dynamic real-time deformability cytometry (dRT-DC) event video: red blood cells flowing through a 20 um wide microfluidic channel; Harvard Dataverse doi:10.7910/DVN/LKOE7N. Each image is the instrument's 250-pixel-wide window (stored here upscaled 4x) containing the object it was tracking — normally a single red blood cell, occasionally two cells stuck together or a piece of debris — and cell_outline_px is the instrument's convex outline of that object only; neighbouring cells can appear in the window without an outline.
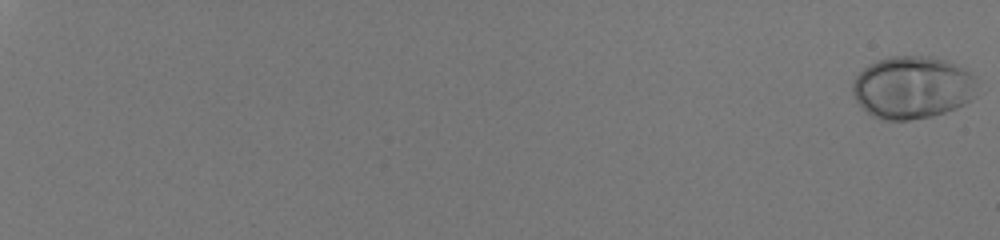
{"species": "human", "species_latin": "Homo sapiens", "temperature_condition": "room temperature", "stored_images_in_passage": 58, "camera_frame_rate_fps": 3000, "um_per_image_px": 0.085, "donor": {"sex": "male"}, "frame": {"image": 1, "passage_image": 1, "time_ms": 0.0, "image_size_px": [1000, 240], "cell_outline_px": [[976, 96], [964, 104], [956, 108], [932, 116], [908, 120], [884, 120], [872, 116], [856, 100], [852, 92], [852, 80], [868, 64], [876, 60], [892, 56], [932, 56], [944, 60], [964, 68], [976, 76]], "centroid_in_image_um": [77.56, 7.42], "position_along_channel_um": 7.4, "area_um2": 45.66}}
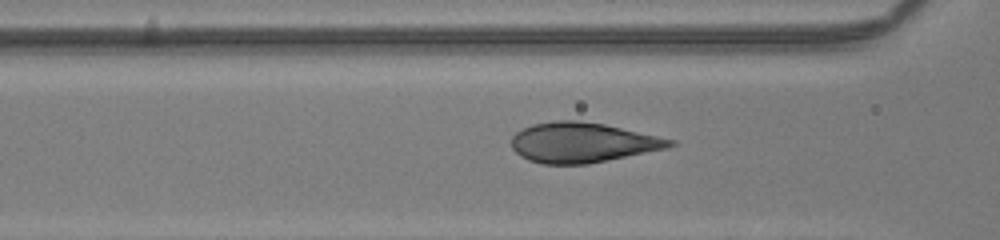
{"frame": {"image": 2, "passage_image": 31, "time_ms": 10.0, "image_size_px": [1000, 240], "cell_outline_px": [[676, 144], [668, 148], [588, 164], [544, 164], [528, 160], [520, 156], [512, 148], [512, 136], [516, 132], [532, 124], [556, 120], [576, 120], [604, 124], [676, 140]], "centroid_in_image_um": [49.5, 12.11], "position_along_channel_um": 117.1, "area_um2": 36.88}}
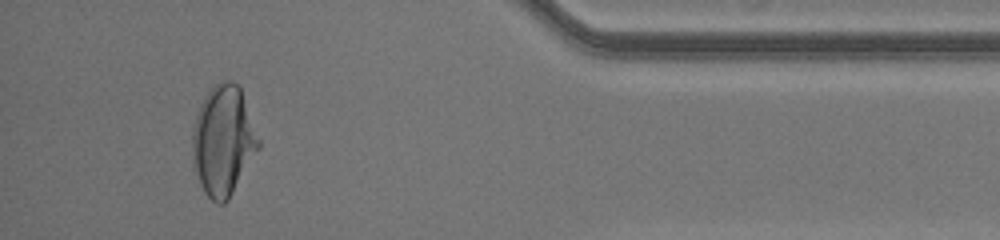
{"frame": {"image": 3, "passage_image": 55, "time_ms": 18.0, "image_size_px": [1000, 240], "cell_outline_px": [[260, 148], [228, 200], [224, 204], [216, 204], [204, 192], [200, 184], [196, 172], [192, 152], [192, 132], [196, 116], [200, 104], [204, 96], [220, 80], [232, 80], [240, 84], [260, 140]], "centroid_in_image_um": [19.0, 11.93], "position_along_channel_um": 416.2, "area_um2": 42.6}}